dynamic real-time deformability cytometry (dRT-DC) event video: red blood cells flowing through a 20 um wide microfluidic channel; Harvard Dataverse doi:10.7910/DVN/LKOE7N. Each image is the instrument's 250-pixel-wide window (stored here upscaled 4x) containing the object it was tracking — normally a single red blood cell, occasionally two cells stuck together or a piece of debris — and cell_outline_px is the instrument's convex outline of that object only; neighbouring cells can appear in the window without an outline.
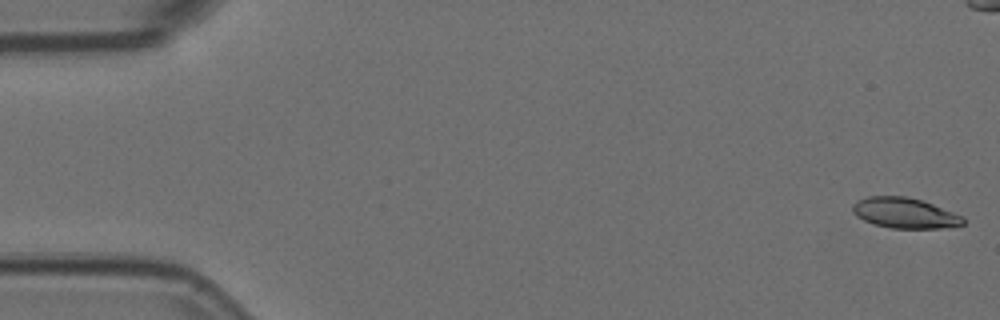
{"species": "Egyptian fruit bat (a non-hibernating species)", "species_latin": "Rousettus aegyptiacus", "temperature_condition": "room temperature", "stored_images_in_passage": 56, "camera_frame_rate_fps": 3000, "um_per_image_px": 0.085, "animal": {"sex": "female"}, "frame": {"image": 1, "passage_image": 1, "time_ms": 0.0, "image_size_px": [1000, 320], "cell_outline_px": [[964, 224], [940, 228], [892, 228], [876, 224], [864, 220], [856, 216], [852, 212], [852, 204], [856, 200], [868, 196], [908, 196], [932, 204], [964, 216]], "centroid_in_image_um": [76.87, 18.09], "position_along_channel_um": 8.1, "area_um2": 19.54}}
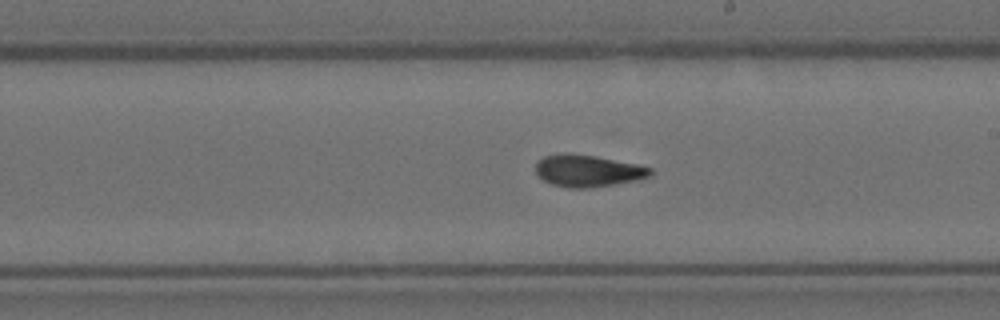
{"frame": {"image": 2, "passage_image": 31, "time_ms": 10.0, "image_size_px": [1000, 320], "cell_outline_px": [[652, 176], [640, 180], [616, 184], [588, 188], [568, 188], [552, 184], [544, 180], [536, 172], [536, 160], [544, 156], [564, 152], [568, 152], [596, 156], [636, 164], [652, 168]], "centroid_in_image_um": [49.98, 14.51], "position_along_channel_um": 239.0, "area_um2": 21.62}}
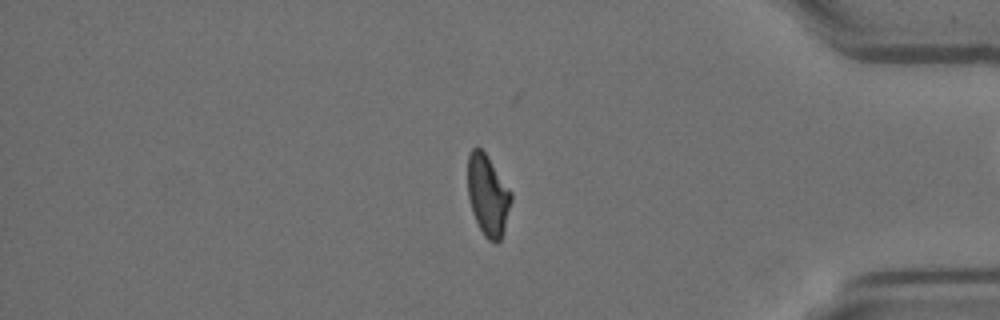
{"frame": {"image": 3, "passage_image": 46, "time_ms": 15.0, "image_size_px": [1000, 320], "cell_outline_px": [[512, 200], [504, 232], [500, 240], [496, 244], [488, 240], [484, 236], [472, 212], [468, 196], [468, 156], [472, 148], [476, 144], [484, 152], [512, 192]], "centroid_in_image_um": [41.47, 16.61], "position_along_channel_um": 393.7, "area_um2": 20.52}, "authors_computed_cell_mechanics": {"area_um2": 21.0681, "velocity_mm_per_s": 3.6819, "shape_relaxation_time_tau1_ms": null, "shape_relaxation_time_tau2_ms": 2.8171, "deformation_change_tau1": null, "deformation_change_tau2": 0.0844}}